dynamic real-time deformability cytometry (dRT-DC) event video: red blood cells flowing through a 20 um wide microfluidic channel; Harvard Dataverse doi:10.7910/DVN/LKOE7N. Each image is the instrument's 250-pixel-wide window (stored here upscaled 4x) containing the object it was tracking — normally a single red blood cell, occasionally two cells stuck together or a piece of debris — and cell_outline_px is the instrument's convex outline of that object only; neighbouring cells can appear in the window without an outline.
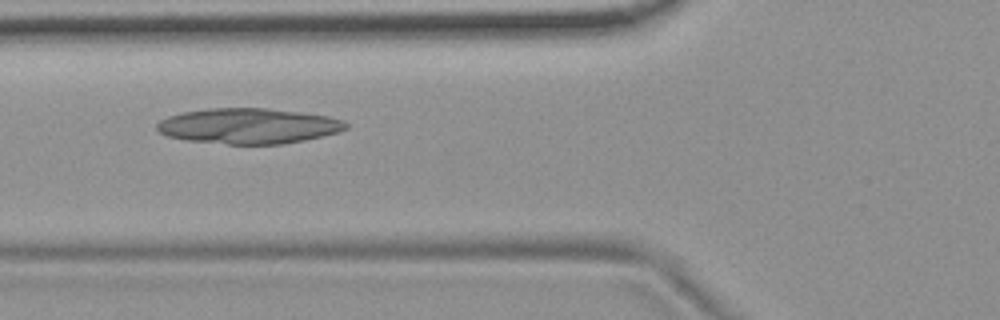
{"species": "common noctule bat (a hibernating species)", "species_latin": "Nyctalus noctula", "temperature_condition": "room temperature", "stored_images_in_passage": 54, "camera_frame_rate_fps": 3000, "um_per_image_px": 0.085, "animal": {"sex": "female", "body_mass_g": 19.9}, "frame": {"image": 1, "passage_image": 20, "time_ms": 6.333, "image_size_px": [1000, 320], "cell_outline_px": [[348, 128], [336, 132], [304, 140], [280, 144], [228, 144], [184, 140], [168, 136], [160, 132], [156, 128], [156, 124], [160, 120], [168, 116], [184, 112], [208, 108], [268, 108], [328, 116], [344, 120], [348, 124]], "centroid_in_image_um": [21.09, 10.7], "position_along_channel_um": 104.7, "area_um2": 38.9}}
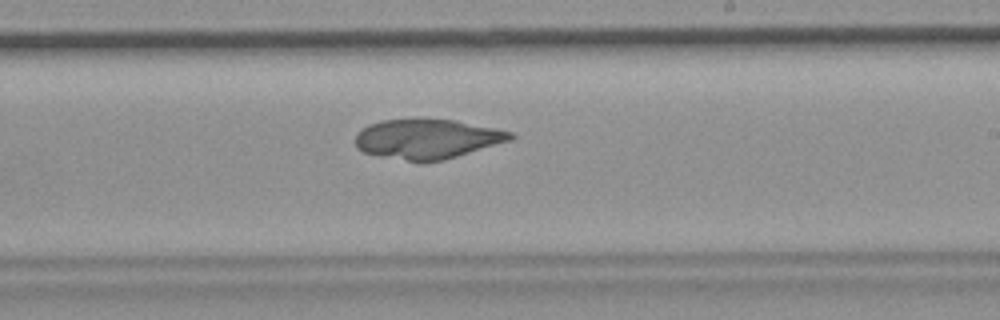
{"frame": {"image": 2, "passage_image": 32, "time_ms": 10.333, "image_size_px": [1000, 320], "cell_outline_px": [[516, 136], [512, 140], [444, 160], [420, 164], [380, 156], [364, 152], [356, 148], [356, 132], [368, 124], [380, 120], [456, 120], [512, 132]], "centroid_in_image_um": [36.29, 11.84], "position_along_channel_um": 252.7, "area_um2": 36.07}}
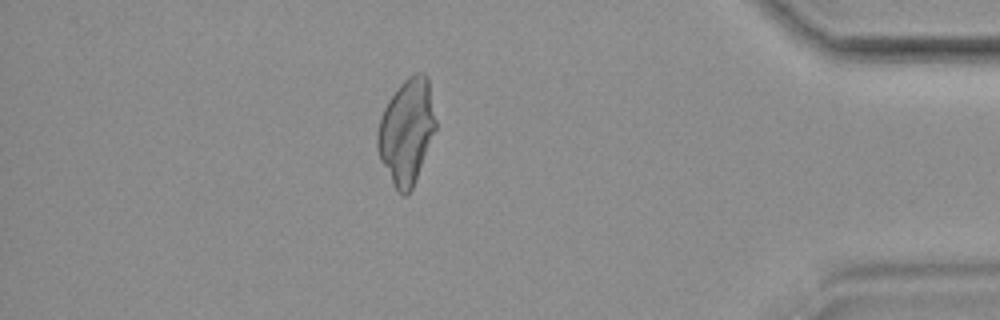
{"frame": {"image": 3, "passage_image": 47, "time_ms": 15.333, "image_size_px": [1000, 320], "cell_outline_px": [[436, 128], [412, 188], [404, 196], [396, 188], [380, 160], [376, 148], [376, 136], [380, 120], [384, 108], [388, 100], [400, 84], [408, 76], [416, 72], [424, 72], [428, 76], [436, 120]], "centroid_in_image_um": [34.56, 11.11], "position_along_channel_um": 400.6, "area_um2": 35.32}}